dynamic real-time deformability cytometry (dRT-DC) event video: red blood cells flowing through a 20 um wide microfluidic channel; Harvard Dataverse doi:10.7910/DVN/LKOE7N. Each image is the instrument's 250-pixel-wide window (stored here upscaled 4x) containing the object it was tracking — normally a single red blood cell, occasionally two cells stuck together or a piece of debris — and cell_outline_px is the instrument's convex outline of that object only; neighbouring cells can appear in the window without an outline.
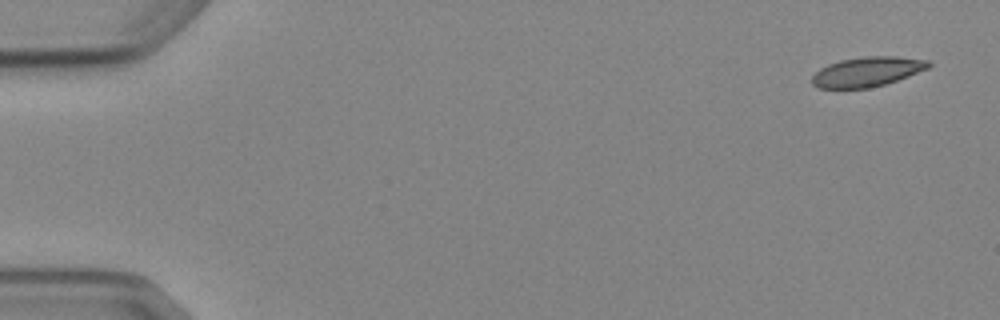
{"species": "Egyptian fruit bat (a non-hibernating species)", "species_latin": "Rousettus aegyptiacus", "temperature_condition": "cold", "stored_images_in_passage": 5, "camera_frame_rate_fps": 3000, "um_per_image_px": 0.085, "animal": {"sex": "female"}, "frame": {"image": 1, "passage_image": 1, "time_ms": 0.0, "image_size_px": [1000, 320], "cell_outline_px": [[932, 64], [928, 68], [908, 76], [884, 84], [868, 88], [816, 88], [812, 84], [812, 76], [820, 68], [828, 64], [840, 60], [864, 56], [896, 56], [928, 60]], "centroid_in_image_um": [73.69, 6.09], "position_along_channel_um": 11.3, "area_um2": 20.11}}
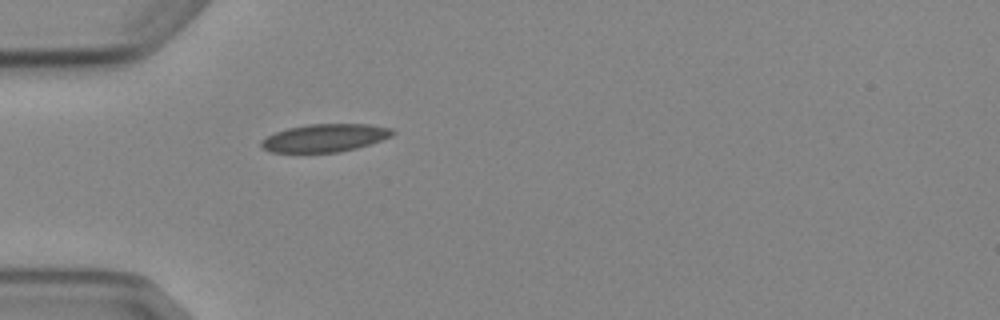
{"frame": {"image": 2, "passage_image": 5, "time_ms": 4.667, "image_size_px": [1000, 320], "cell_outline_px": [[396, 132], [392, 136], [356, 148], [340, 152], [272, 152], [260, 148], [260, 140], [276, 132], [288, 128], [308, 124], [368, 124], [392, 128]], "centroid_in_image_um": [27.6, 11.72], "position_along_channel_um": 57.4, "area_um2": 21.27}}